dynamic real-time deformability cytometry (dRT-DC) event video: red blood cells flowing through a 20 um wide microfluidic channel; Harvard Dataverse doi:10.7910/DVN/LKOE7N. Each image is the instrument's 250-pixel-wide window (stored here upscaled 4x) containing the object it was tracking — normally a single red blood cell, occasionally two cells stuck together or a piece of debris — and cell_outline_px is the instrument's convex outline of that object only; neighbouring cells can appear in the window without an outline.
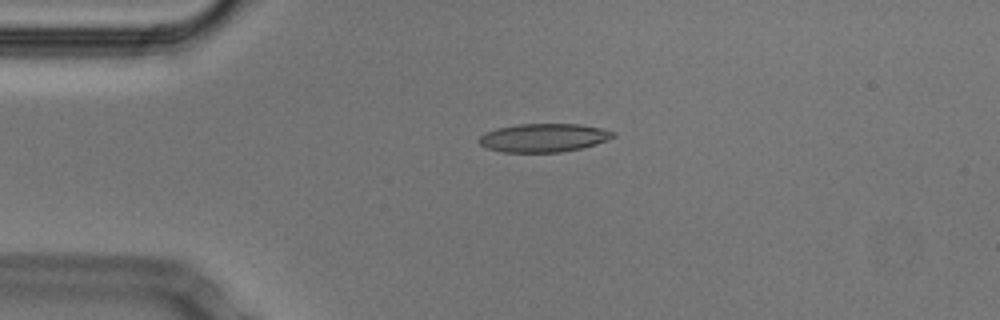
{"species": "Egyptian fruit bat (a non-hibernating species)", "species_latin": "Rousettus aegyptiacus", "temperature_condition": "cold", "stored_images_in_passage": 42, "camera_frame_rate_fps": 3000, "um_per_image_px": 0.085, "animal": {"sex": "male"}, "frame": {"image": 1, "passage_image": 2, "time_ms": 0.333, "image_size_px": [1000, 320], "cell_outline_px": [[616, 136], [596, 144], [580, 148], [560, 152], [500, 152], [488, 148], [480, 144], [476, 140], [484, 132], [496, 128], [516, 124], [580, 124], [604, 128], [616, 132]], "centroid_in_image_um": [46.2, 11.7], "position_along_channel_um": 38.8, "area_um2": 22.43}}
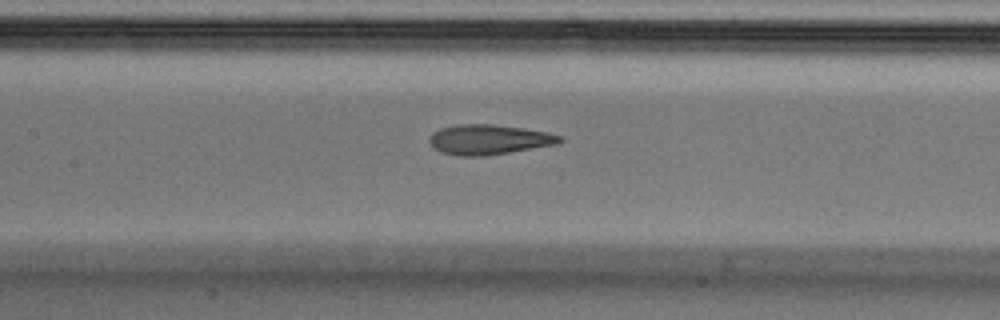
{"frame": {"image": 2, "passage_image": 14, "time_ms": 4.333, "image_size_px": [1000, 320], "cell_outline_px": [[564, 140], [560, 144], [484, 156], [460, 156], [440, 152], [432, 148], [428, 140], [428, 136], [432, 132], [440, 128], [456, 124], [492, 124], [524, 128], [548, 132], [564, 136]], "centroid_in_image_um": [41.56, 11.86], "position_along_channel_um": 165.8, "area_um2": 23.24}}
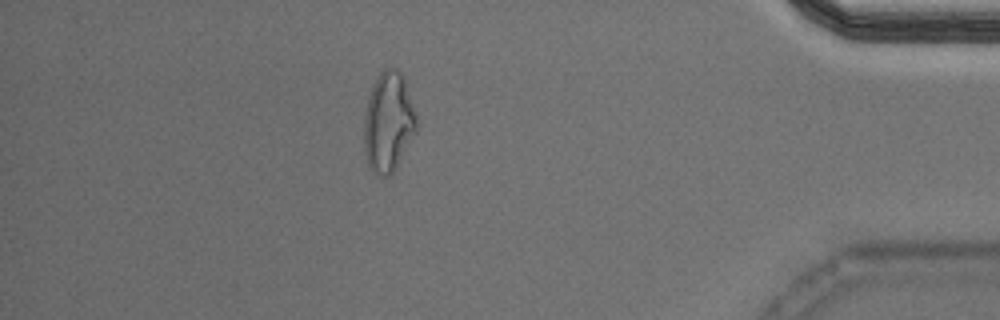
{"frame": {"image": 3, "passage_image": 36, "time_ms": 11.667, "image_size_px": [1000, 320], "cell_outline_px": [[420, 124], [416, 132], [396, 168], [388, 176], [376, 176], [368, 164], [364, 152], [364, 116], [368, 96], [372, 84], [380, 72], [384, 68], [396, 68], [404, 76]], "centroid_in_image_um": [33.03, 10.36], "position_along_channel_um": 402.2, "area_um2": 31.15}, "authors_computed_cell_mechanics": {"area_um2": 23.1778, "velocity_mm_per_s": 3.8081, "shape_relaxation_time_tau1_ms": null, "shape_relaxation_time_tau2_ms": 3.0628, "deformation_change_tau1": null, "deformation_change_tau2": 0.1258}}